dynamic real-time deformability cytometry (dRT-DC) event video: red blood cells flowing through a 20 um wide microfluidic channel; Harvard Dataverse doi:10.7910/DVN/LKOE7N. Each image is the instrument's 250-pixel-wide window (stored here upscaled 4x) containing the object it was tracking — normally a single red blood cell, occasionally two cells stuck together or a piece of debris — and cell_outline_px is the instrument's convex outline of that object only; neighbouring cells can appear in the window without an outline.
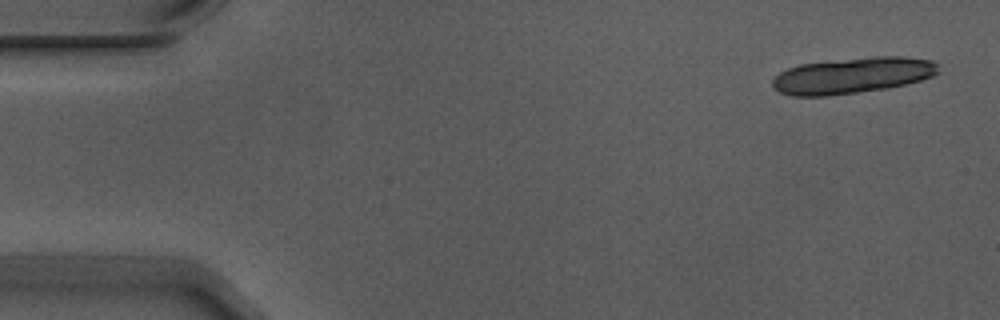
{"species": "Egyptian fruit bat (a non-hibernating species)", "species_latin": "Rousettus aegyptiacus", "temperature_condition": "warm", "stored_images_in_passage": 4, "camera_frame_rate_fps": 3000, "um_per_image_px": 0.085, "animal": {"sex": "male"}, "frame": {"image": 1, "passage_image": 1, "time_ms": 0.0, "image_size_px": [1000, 320], "cell_outline_px": [[940, 72], [932, 76], [920, 80], [904, 84], [884, 88], [828, 96], [792, 96], [780, 92], [772, 88], [772, 80], [780, 72], [788, 68], [800, 64], [872, 56], [904, 56], [932, 60], [936, 64]], "centroid_in_image_um": [72.44, 6.41], "position_along_channel_um": 12.6, "area_um2": 34.68}}